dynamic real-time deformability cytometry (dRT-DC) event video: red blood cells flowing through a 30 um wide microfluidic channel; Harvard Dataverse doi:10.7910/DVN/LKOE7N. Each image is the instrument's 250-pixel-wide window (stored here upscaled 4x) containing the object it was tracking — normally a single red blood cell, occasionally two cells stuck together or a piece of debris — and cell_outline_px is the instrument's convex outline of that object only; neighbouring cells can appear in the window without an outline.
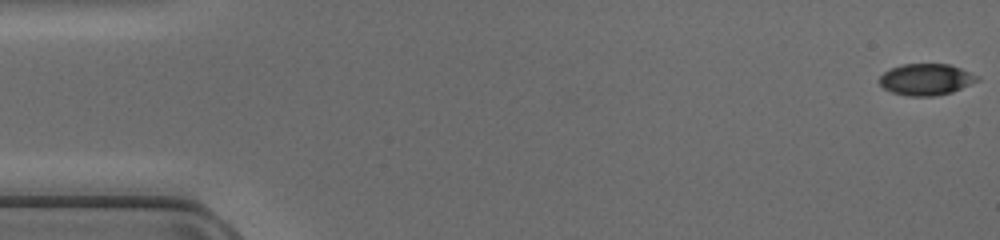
{"species": "common noctule bat (a hibernating species)", "species_latin": "Nyctalus noctula", "temperature_condition": "cold", "stored_images_in_passage": 48, "camera_frame_rate_fps": 3000, "um_per_image_px": 0.085, "animal": {"sex": "female", "body_mass_g": 17.0, "forearm_length_mm": 48.0}, "frame": {"image": 1, "passage_image": 1, "time_ms": 0.0, "image_size_px": [1000, 240], "cell_outline_px": [[980, 80], [952, 92], [936, 96], [908, 96], [892, 92], [884, 88], [876, 80], [888, 68], [900, 64], [948, 64], [960, 68], [980, 76]], "centroid_in_image_um": [78.69, 6.75], "position_along_channel_um": 6.3, "area_um2": 18.15}}
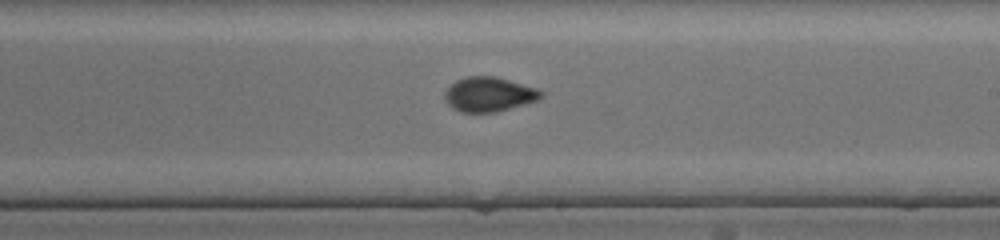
{"frame": {"image": 2, "passage_image": 28, "time_ms": 9.0, "image_size_px": [1000, 240], "cell_outline_px": [[544, 96], [540, 100], [496, 112], [460, 112], [452, 108], [444, 100], [444, 92], [456, 80], [468, 76], [496, 76], [536, 88], [544, 92]], "centroid_in_image_um": [41.58, 8.02], "position_along_channel_um": 247.4, "area_um2": 19.54}}
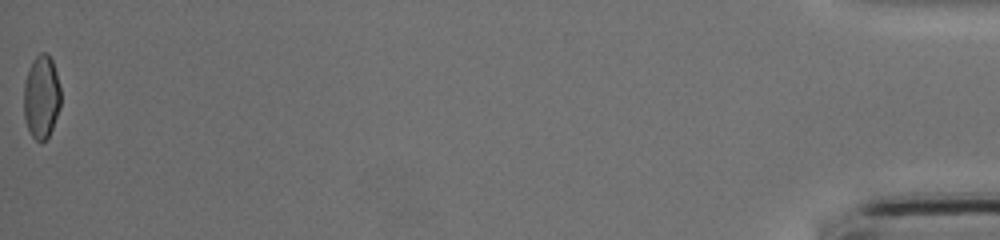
{"frame": {"image": 3, "passage_image": 48, "time_ms": 15.667, "image_size_px": [1000, 240], "cell_outline_px": [[60, 108], [52, 128], [48, 136], [40, 144], [32, 136], [28, 128], [24, 116], [24, 84], [32, 60], [40, 52], [48, 52], [52, 60], [56, 72], [60, 88]], "centroid_in_image_um": [3.53, 8.23], "position_along_channel_um": 431.7, "area_um2": 17.92}}